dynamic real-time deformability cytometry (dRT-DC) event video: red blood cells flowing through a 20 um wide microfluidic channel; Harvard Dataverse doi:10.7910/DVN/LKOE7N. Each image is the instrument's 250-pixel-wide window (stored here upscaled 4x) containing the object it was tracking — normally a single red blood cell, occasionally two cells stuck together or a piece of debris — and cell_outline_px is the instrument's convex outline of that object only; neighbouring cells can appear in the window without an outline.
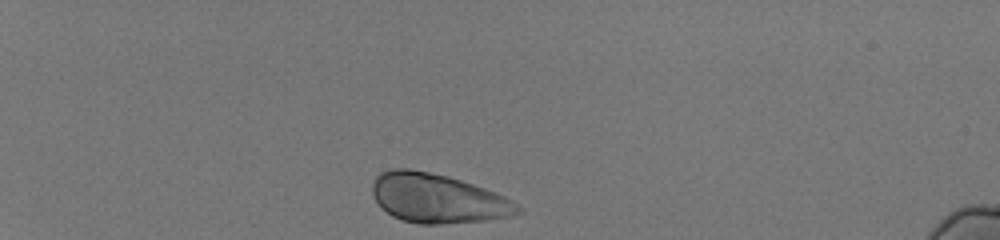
{"species": "human", "species_latin": "Homo sapiens", "temperature_condition": "room temperature", "stored_images_in_passage": 34, "camera_frame_rate_fps": 3000, "um_per_image_px": 0.085, "donor": {"sex": "male"}, "frame": {"image": 1, "passage_image": 1, "time_ms": 0.0, "image_size_px": [1000, 240], "cell_outline_px": [[524, 212], [512, 216], [484, 220], [436, 224], [420, 224], [404, 220], [392, 216], [380, 208], [372, 192], [372, 184], [376, 176], [380, 172], [392, 168], [408, 168], [448, 176], [484, 188], [504, 196], [512, 200], [524, 208]], "centroid_in_image_um": [37.2, 16.86], "position_along_channel_um": 47.8, "area_um2": 41.73}}
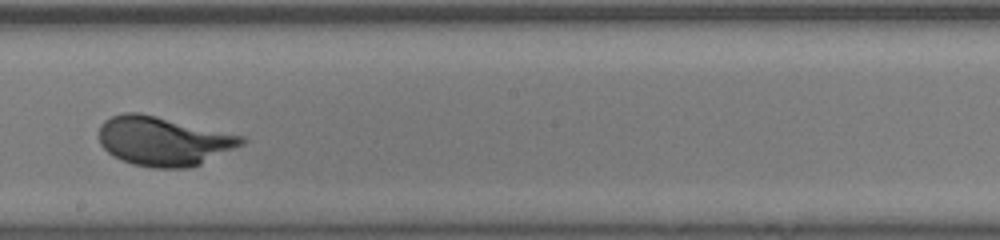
{"frame": {"image": 2, "passage_image": 20, "time_ms": 6.333, "image_size_px": [1000, 240], "cell_outline_px": [[248, 140], [244, 144], [200, 164], [188, 168], [152, 168], [132, 164], [112, 156], [100, 144], [100, 124], [104, 120], [112, 116], [124, 112], [140, 112], [244, 136]], "centroid_in_image_um": [13.89, 11.99], "position_along_channel_um": 234.3, "area_um2": 40.92}}
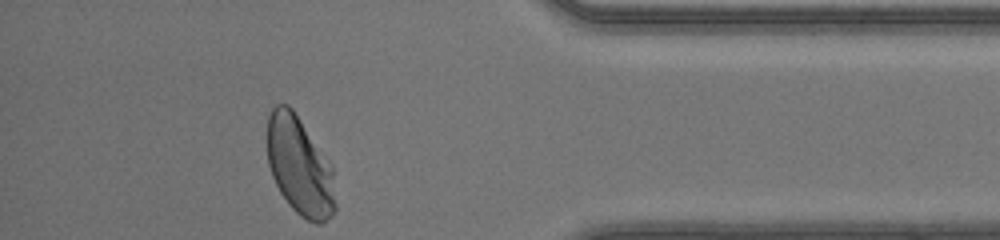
{"frame": {"image": 3, "passage_image": 34, "time_ms": 11.0, "image_size_px": [1000, 240], "cell_outline_px": [[336, 208], [332, 216], [320, 224], [316, 224], [300, 216], [288, 204], [280, 192], [272, 176], [268, 164], [268, 112], [276, 104], [288, 104], [292, 108], [332, 164], [336, 204]], "centroid_in_image_um": [25.49, 14.13], "position_along_channel_um": 409.7, "area_um2": 39.36}, "authors_computed_cell_mechanics": {"area_um2": 39.6219, "velocity_mm_per_s": 4.1099, "shape_relaxation_time_tau1_ms": 2.4196, "shape_relaxation_time_tau2_ms": null, "deformation_change_tau1": 0.1825, "deformation_change_tau2": null}}